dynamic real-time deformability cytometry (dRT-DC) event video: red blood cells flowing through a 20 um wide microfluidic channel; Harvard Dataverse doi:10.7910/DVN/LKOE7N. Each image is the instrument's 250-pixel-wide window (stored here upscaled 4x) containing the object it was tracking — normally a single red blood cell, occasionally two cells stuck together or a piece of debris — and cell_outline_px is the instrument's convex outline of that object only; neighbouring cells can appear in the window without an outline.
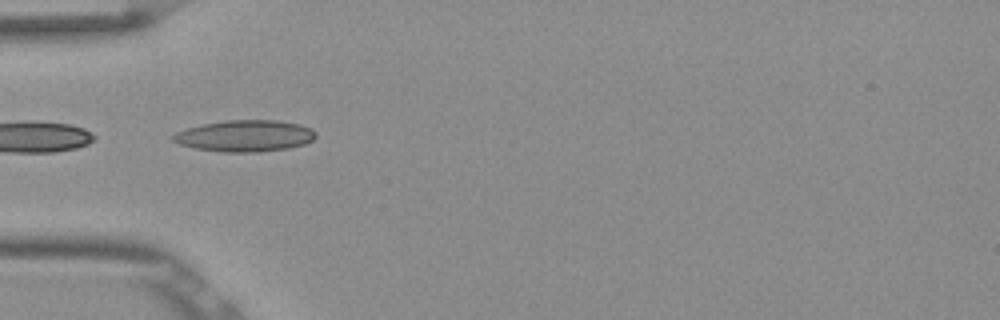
{"species": "Egyptian fruit bat (a non-hibernating species)", "species_latin": "Rousettus aegyptiacus", "temperature_condition": "room temperature", "stored_images_in_passage": 53, "camera_frame_rate_fps": 3000, "um_per_image_px": 0.085, "frame": {"image": 1, "passage_image": 17, "time_ms": 5.333, "image_size_px": [1000, 320], "cell_outline_px": [[316, 136], [312, 140], [304, 144], [288, 148], [260, 152], [224, 152], [196, 148], [180, 144], [172, 140], [172, 136], [176, 132], [188, 128], [204, 124], [224, 120], [276, 120], [300, 124], [312, 128], [316, 132]], "centroid_in_image_um": [20.85, 11.54], "position_along_channel_um": 64.1, "area_um2": 26.13}}
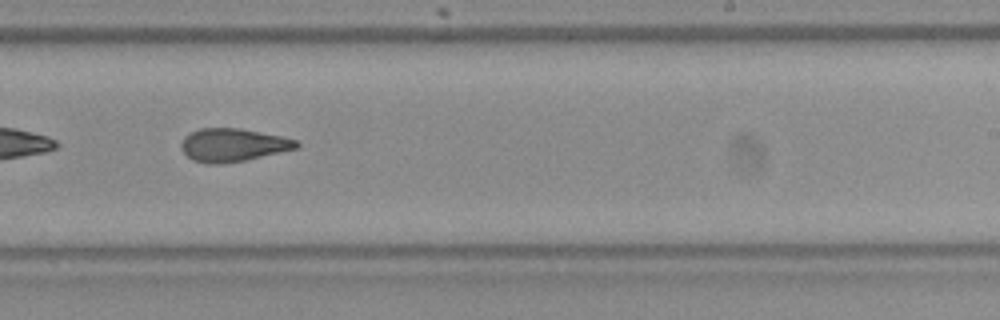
{"frame": {"image": 2, "passage_image": 33, "time_ms": 10.667, "image_size_px": [1000, 320], "cell_outline_px": [[300, 148], [244, 160], [220, 164], [208, 164], [192, 160], [180, 148], [180, 144], [184, 136], [200, 128], [240, 128], [280, 136], [296, 140], [300, 144]], "centroid_in_image_um": [19.79, 12.32], "position_along_channel_um": 269.2, "area_um2": 22.2}}
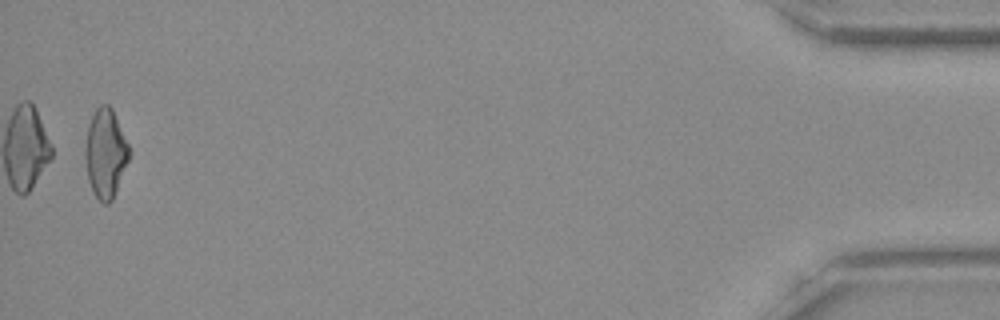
{"frame": {"image": 3, "passage_image": 52, "time_ms": 17.0, "image_size_px": [1000, 320], "cell_outline_px": [[128, 160], [112, 200], [108, 204], [104, 204], [92, 192], [88, 180], [84, 156], [84, 148], [88, 124], [96, 108], [100, 104], [108, 104], [112, 108], [128, 144]], "centroid_in_image_um": [8.93, 13.02], "position_along_channel_um": 426.3, "area_um2": 22.6}, "authors_computed_cell_mechanics": {"area_um2": 22.7732, "velocity_mm_per_s": 3.851, "shape_relaxation_time_tau1_ms": null, "shape_relaxation_time_tau2_ms": 3.6081, "deformation_change_tau1": null, "deformation_change_tau2": 0.1278}}